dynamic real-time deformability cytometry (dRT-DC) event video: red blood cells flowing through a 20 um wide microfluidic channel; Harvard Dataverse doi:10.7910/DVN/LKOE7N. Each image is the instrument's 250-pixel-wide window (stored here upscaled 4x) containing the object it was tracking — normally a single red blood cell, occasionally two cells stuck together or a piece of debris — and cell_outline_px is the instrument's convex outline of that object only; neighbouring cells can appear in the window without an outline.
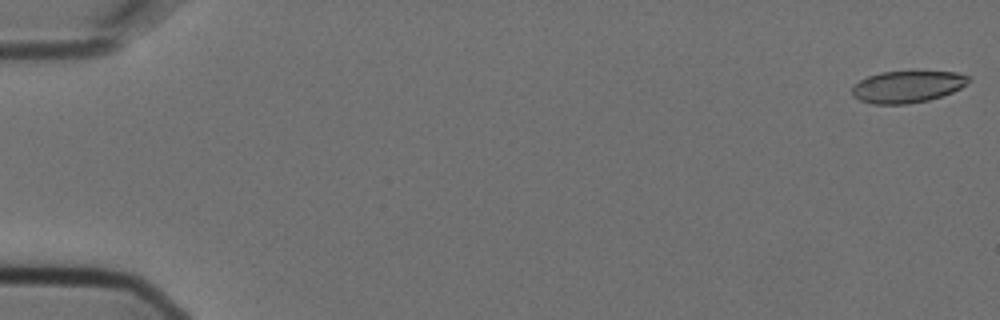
{"species": "Egyptian fruit bat (a non-hibernating species)", "species_latin": "Rousettus aegyptiacus", "temperature_condition": "cold", "stored_images_in_passage": 7, "camera_frame_rate_fps": 3000, "um_per_image_px": 0.085, "animal": {"sex": "female"}, "frame": {"image": 1, "passage_image": 1, "time_ms": 0.0, "image_size_px": [1000, 320], "cell_outline_px": [[972, 80], [960, 88], [952, 92], [928, 100], [908, 104], [872, 104], [860, 100], [852, 96], [852, 88], [860, 80], [868, 76], [880, 72], [956, 72], [968, 76]], "centroid_in_image_um": [77.11, 7.38], "position_along_channel_um": 7.9, "area_um2": 21.44}}
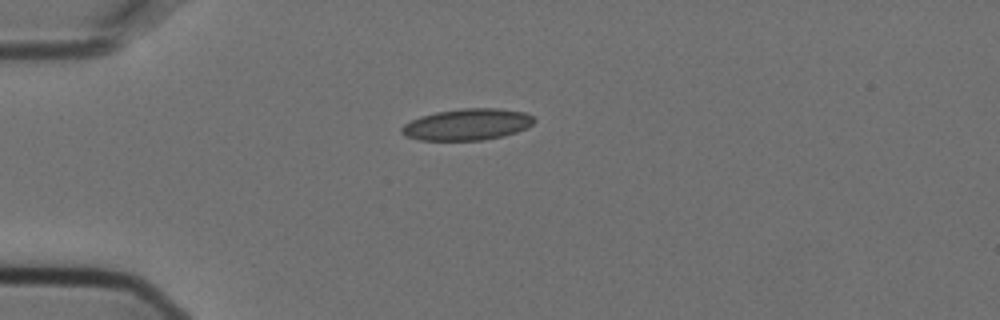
{"frame": {"image": 2, "passage_image": 5, "time_ms": 1.333, "image_size_px": [1000, 320], "cell_outline_px": [[536, 120], [532, 124], [516, 132], [504, 136], [484, 140], [420, 140], [404, 136], [400, 132], [400, 128], [404, 124], [420, 116], [436, 112], [460, 108], [496, 108], [524, 112], [532, 116]], "centroid_in_image_um": [39.68, 10.58], "position_along_channel_um": 45.3, "area_um2": 24.33}}
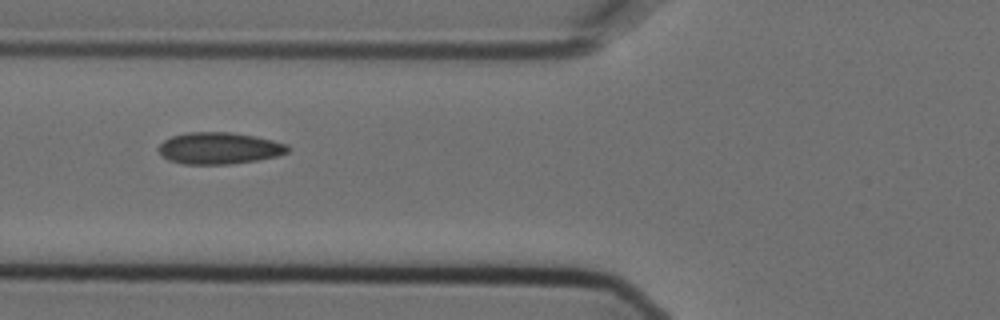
{"frame": {"image": 3, "passage_image": 7, "time_ms": 2.0, "image_size_px": [1000, 320], "cell_outline_px": [[292, 148], [288, 152], [276, 156], [256, 160], [228, 164], [184, 164], [168, 160], [156, 148], [164, 140], [172, 136], [188, 132], [232, 132], [256, 136], [288, 144]], "centroid_in_image_um": [18.65, 12.59], "position_along_channel_um": 107.2, "area_um2": 23.93}}